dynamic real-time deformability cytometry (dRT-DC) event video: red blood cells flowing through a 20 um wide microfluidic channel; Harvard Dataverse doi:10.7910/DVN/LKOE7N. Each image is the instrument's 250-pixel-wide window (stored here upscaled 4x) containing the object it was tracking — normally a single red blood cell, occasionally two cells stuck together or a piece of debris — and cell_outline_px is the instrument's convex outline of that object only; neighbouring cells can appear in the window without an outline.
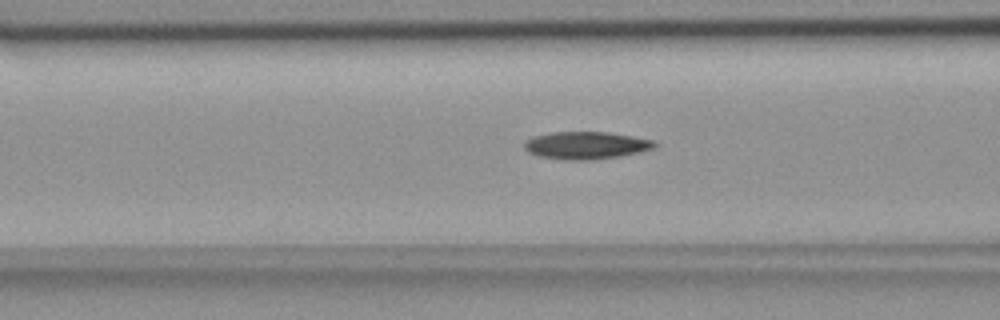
{"species": "common noctule bat (a hibernating species)", "species_latin": "Nyctalus noctula", "temperature_condition": "room temperature", "stored_images_in_passage": 15, "camera_frame_rate_fps": 3000, "um_per_image_px": 0.085, "animal": {"sex": "female", "body_mass_g": 18.4}, "frame": {"image": 1, "passage_image": 10, "time_ms": 3.0, "image_size_px": [1000, 320], "cell_outline_px": [[656, 144], [652, 148], [640, 152], [620, 156], [592, 160], [564, 160], [536, 156], [528, 152], [524, 148], [524, 140], [532, 136], [552, 132], [608, 132], [632, 136], [652, 140]], "centroid_in_image_um": [49.74, 12.36], "position_along_channel_um": 116.9, "area_um2": 20.98}}
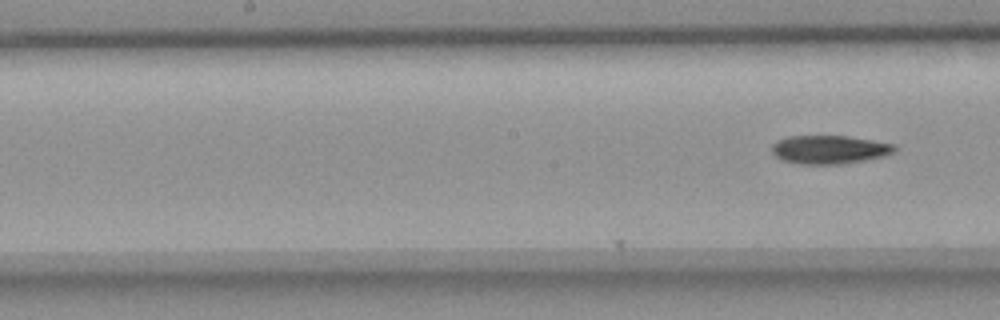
{"frame": {"image": 2, "passage_image": 15, "time_ms": 4.667, "image_size_px": [1000, 320], "cell_outline_px": [[896, 148], [892, 152], [880, 156], [864, 160], [840, 164], [800, 164], [784, 160], [776, 156], [772, 152], [772, 144], [776, 140], [788, 136], [848, 136], [896, 144]], "centroid_in_image_um": [70.46, 12.7], "position_along_channel_um": 177.7, "area_um2": 20.17}}